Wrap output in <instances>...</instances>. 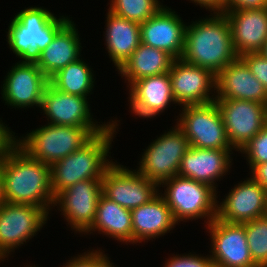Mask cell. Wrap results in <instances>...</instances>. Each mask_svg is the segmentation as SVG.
I'll return each instance as SVG.
<instances>
[{
    "label": "cell",
    "instance_id": "obj_19",
    "mask_svg": "<svg viewBox=\"0 0 267 267\" xmlns=\"http://www.w3.org/2000/svg\"><path fill=\"white\" fill-rule=\"evenodd\" d=\"M129 88L130 109L138 117L154 118L176 103L169 72L136 80Z\"/></svg>",
    "mask_w": 267,
    "mask_h": 267
},
{
    "label": "cell",
    "instance_id": "obj_26",
    "mask_svg": "<svg viewBox=\"0 0 267 267\" xmlns=\"http://www.w3.org/2000/svg\"><path fill=\"white\" fill-rule=\"evenodd\" d=\"M97 232L128 245L132 243L131 210L123 208L103 193L99 199L96 216L91 227L84 233ZM101 232V233H100Z\"/></svg>",
    "mask_w": 267,
    "mask_h": 267
},
{
    "label": "cell",
    "instance_id": "obj_30",
    "mask_svg": "<svg viewBox=\"0 0 267 267\" xmlns=\"http://www.w3.org/2000/svg\"><path fill=\"white\" fill-rule=\"evenodd\" d=\"M251 258L258 267H267V215L243 223Z\"/></svg>",
    "mask_w": 267,
    "mask_h": 267
},
{
    "label": "cell",
    "instance_id": "obj_6",
    "mask_svg": "<svg viewBox=\"0 0 267 267\" xmlns=\"http://www.w3.org/2000/svg\"><path fill=\"white\" fill-rule=\"evenodd\" d=\"M94 135L88 127L47 124L20 137L17 145L31 158L51 166L80 149Z\"/></svg>",
    "mask_w": 267,
    "mask_h": 267
},
{
    "label": "cell",
    "instance_id": "obj_38",
    "mask_svg": "<svg viewBox=\"0 0 267 267\" xmlns=\"http://www.w3.org/2000/svg\"><path fill=\"white\" fill-rule=\"evenodd\" d=\"M195 5H199L200 7H205V9L211 12H222L224 9L226 0H190Z\"/></svg>",
    "mask_w": 267,
    "mask_h": 267
},
{
    "label": "cell",
    "instance_id": "obj_9",
    "mask_svg": "<svg viewBox=\"0 0 267 267\" xmlns=\"http://www.w3.org/2000/svg\"><path fill=\"white\" fill-rule=\"evenodd\" d=\"M48 213L29 204H0V261L26 243L47 223ZM3 259V260H2ZM1 263V262H0Z\"/></svg>",
    "mask_w": 267,
    "mask_h": 267
},
{
    "label": "cell",
    "instance_id": "obj_40",
    "mask_svg": "<svg viewBox=\"0 0 267 267\" xmlns=\"http://www.w3.org/2000/svg\"><path fill=\"white\" fill-rule=\"evenodd\" d=\"M2 202H4V200H3L2 170H1V161H0V204Z\"/></svg>",
    "mask_w": 267,
    "mask_h": 267
},
{
    "label": "cell",
    "instance_id": "obj_37",
    "mask_svg": "<svg viewBox=\"0 0 267 267\" xmlns=\"http://www.w3.org/2000/svg\"><path fill=\"white\" fill-rule=\"evenodd\" d=\"M62 267H92V251L84 252L68 260Z\"/></svg>",
    "mask_w": 267,
    "mask_h": 267
},
{
    "label": "cell",
    "instance_id": "obj_28",
    "mask_svg": "<svg viewBox=\"0 0 267 267\" xmlns=\"http://www.w3.org/2000/svg\"><path fill=\"white\" fill-rule=\"evenodd\" d=\"M92 71V68L79 58L54 74L49 83L63 93L87 98L90 92L92 94L95 83Z\"/></svg>",
    "mask_w": 267,
    "mask_h": 267
},
{
    "label": "cell",
    "instance_id": "obj_41",
    "mask_svg": "<svg viewBox=\"0 0 267 267\" xmlns=\"http://www.w3.org/2000/svg\"><path fill=\"white\" fill-rule=\"evenodd\" d=\"M260 53L267 58V40H266V43L264 44L263 49L260 51Z\"/></svg>",
    "mask_w": 267,
    "mask_h": 267
},
{
    "label": "cell",
    "instance_id": "obj_34",
    "mask_svg": "<svg viewBox=\"0 0 267 267\" xmlns=\"http://www.w3.org/2000/svg\"><path fill=\"white\" fill-rule=\"evenodd\" d=\"M0 120V161H2L8 153L17 145L18 138L13 131H10V127ZM6 125V126H5ZM13 132V133H12Z\"/></svg>",
    "mask_w": 267,
    "mask_h": 267
},
{
    "label": "cell",
    "instance_id": "obj_7",
    "mask_svg": "<svg viewBox=\"0 0 267 267\" xmlns=\"http://www.w3.org/2000/svg\"><path fill=\"white\" fill-rule=\"evenodd\" d=\"M177 125L190 146L201 149L234 150L228 141L223 118L216 102L185 105Z\"/></svg>",
    "mask_w": 267,
    "mask_h": 267
},
{
    "label": "cell",
    "instance_id": "obj_24",
    "mask_svg": "<svg viewBox=\"0 0 267 267\" xmlns=\"http://www.w3.org/2000/svg\"><path fill=\"white\" fill-rule=\"evenodd\" d=\"M74 21L69 20L52 42L37 56L35 64L50 79L59 70L81 58V42Z\"/></svg>",
    "mask_w": 267,
    "mask_h": 267
},
{
    "label": "cell",
    "instance_id": "obj_33",
    "mask_svg": "<svg viewBox=\"0 0 267 267\" xmlns=\"http://www.w3.org/2000/svg\"><path fill=\"white\" fill-rule=\"evenodd\" d=\"M240 58L246 63L251 73L263 84L267 92V58L260 52L245 53Z\"/></svg>",
    "mask_w": 267,
    "mask_h": 267
},
{
    "label": "cell",
    "instance_id": "obj_2",
    "mask_svg": "<svg viewBox=\"0 0 267 267\" xmlns=\"http://www.w3.org/2000/svg\"><path fill=\"white\" fill-rule=\"evenodd\" d=\"M209 16L186 26L180 59L217 75L238 56L226 15L223 12H213Z\"/></svg>",
    "mask_w": 267,
    "mask_h": 267
},
{
    "label": "cell",
    "instance_id": "obj_20",
    "mask_svg": "<svg viewBox=\"0 0 267 267\" xmlns=\"http://www.w3.org/2000/svg\"><path fill=\"white\" fill-rule=\"evenodd\" d=\"M222 12L228 19L238 57L263 49L267 40V7Z\"/></svg>",
    "mask_w": 267,
    "mask_h": 267
},
{
    "label": "cell",
    "instance_id": "obj_18",
    "mask_svg": "<svg viewBox=\"0 0 267 267\" xmlns=\"http://www.w3.org/2000/svg\"><path fill=\"white\" fill-rule=\"evenodd\" d=\"M182 21L175 11L163 6L154 16L140 24L141 43L180 59L187 26Z\"/></svg>",
    "mask_w": 267,
    "mask_h": 267
},
{
    "label": "cell",
    "instance_id": "obj_21",
    "mask_svg": "<svg viewBox=\"0 0 267 267\" xmlns=\"http://www.w3.org/2000/svg\"><path fill=\"white\" fill-rule=\"evenodd\" d=\"M215 85L216 99L246 100L267 105V92L263 84L240 57L216 75Z\"/></svg>",
    "mask_w": 267,
    "mask_h": 267
},
{
    "label": "cell",
    "instance_id": "obj_12",
    "mask_svg": "<svg viewBox=\"0 0 267 267\" xmlns=\"http://www.w3.org/2000/svg\"><path fill=\"white\" fill-rule=\"evenodd\" d=\"M232 148L239 152L265 127V104L237 99H215Z\"/></svg>",
    "mask_w": 267,
    "mask_h": 267
},
{
    "label": "cell",
    "instance_id": "obj_5",
    "mask_svg": "<svg viewBox=\"0 0 267 267\" xmlns=\"http://www.w3.org/2000/svg\"><path fill=\"white\" fill-rule=\"evenodd\" d=\"M160 195L170 207L175 221L205 219L210 224L217 216V191L210 185L176 175L163 181ZM164 185V186H163ZM207 221V222H206Z\"/></svg>",
    "mask_w": 267,
    "mask_h": 267
},
{
    "label": "cell",
    "instance_id": "obj_8",
    "mask_svg": "<svg viewBox=\"0 0 267 267\" xmlns=\"http://www.w3.org/2000/svg\"><path fill=\"white\" fill-rule=\"evenodd\" d=\"M189 148L188 139L176 125L147 146L137 171L160 185L178 175L181 160Z\"/></svg>",
    "mask_w": 267,
    "mask_h": 267
},
{
    "label": "cell",
    "instance_id": "obj_14",
    "mask_svg": "<svg viewBox=\"0 0 267 267\" xmlns=\"http://www.w3.org/2000/svg\"><path fill=\"white\" fill-rule=\"evenodd\" d=\"M210 233V257L215 267H258L251 258L243 223L215 218L205 225Z\"/></svg>",
    "mask_w": 267,
    "mask_h": 267
},
{
    "label": "cell",
    "instance_id": "obj_16",
    "mask_svg": "<svg viewBox=\"0 0 267 267\" xmlns=\"http://www.w3.org/2000/svg\"><path fill=\"white\" fill-rule=\"evenodd\" d=\"M169 75L175 102L181 107L215 102L216 75L210 70L176 59Z\"/></svg>",
    "mask_w": 267,
    "mask_h": 267
},
{
    "label": "cell",
    "instance_id": "obj_22",
    "mask_svg": "<svg viewBox=\"0 0 267 267\" xmlns=\"http://www.w3.org/2000/svg\"><path fill=\"white\" fill-rule=\"evenodd\" d=\"M231 154L232 150L190 146L181 160L178 175L208 184L216 190V180L223 178L231 168Z\"/></svg>",
    "mask_w": 267,
    "mask_h": 267
},
{
    "label": "cell",
    "instance_id": "obj_4",
    "mask_svg": "<svg viewBox=\"0 0 267 267\" xmlns=\"http://www.w3.org/2000/svg\"><path fill=\"white\" fill-rule=\"evenodd\" d=\"M69 20L64 15L57 18L44 7L25 8L9 23V48L21 61H34Z\"/></svg>",
    "mask_w": 267,
    "mask_h": 267
},
{
    "label": "cell",
    "instance_id": "obj_35",
    "mask_svg": "<svg viewBox=\"0 0 267 267\" xmlns=\"http://www.w3.org/2000/svg\"><path fill=\"white\" fill-rule=\"evenodd\" d=\"M267 7V0H226L223 11L260 9Z\"/></svg>",
    "mask_w": 267,
    "mask_h": 267
},
{
    "label": "cell",
    "instance_id": "obj_13",
    "mask_svg": "<svg viewBox=\"0 0 267 267\" xmlns=\"http://www.w3.org/2000/svg\"><path fill=\"white\" fill-rule=\"evenodd\" d=\"M102 193V179L82 180L60 192L54 207L59 205L72 230L84 234L95 220Z\"/></svg>",
    "mask_w": 267,
    "mask_h": 267
},
{
    "label": "cell",
    "instance_id": "obj_27",
    "mask_svg": "<svg viewBox=\"0 0 267 267\" xmlns=\"http://www.w3.org/2000/svg\"><path fill=\"white\" fill-rule=\"evenodd\" d=\"M176 59L169 53L140 43L138 48L118 69V74L125 77L127 87L134 81L169 72Z\"/></svg>",
    "mask_w": 267,
    "mask_h": 267
},
{
    "label": "cell",
    "instance_id": "obj_23",
    "mask_svg": "<svg viewBox=\"0 0 267 267\" xmlns=\"http://www.w3.org/2000/svg\"><path fill=\"white\" fill-rule=\"evenodd\" d=\"M132 244L146 242L169 233L178 224L160 193L149 203L131 210Z\"/></svg>",
    "mask_w": 267,
    "mask_h": 267
},
{
    "label": "cell",
    "instance_id": "obj_25",
    "mask_svg": "<svg viewBox=\"0 0 267 267\" xmlns=\"http://www.w3.org/2000/svg\"><path fill=\"white\" fill-rule=\"evenodd\" d=\"M104 32L106 50L118 70L141 43L140 24L108 10Z\"/></svg>",
    "mask_w": 267,
    "mask_h": 267
},
{
    "label": "cell",
    "instance_id": "obj_15",
    "mask_svg": "<svg viewBox=\"0 0 267 267\" xmlns=\"http://www.w3.org/2000/svg\"><path fill=\"white\" fill-rule=\"evenodd\" d=\"M1 87L2 99L14 108H40L49 79L34 61H19L8 71Z\"/></svg>",
    "mask_w": 267,
    "mask_h": 267
},
{
    "label": "cell",
    "instance_id": "obj_32",
    "mask_svg": "<svg viewBox=\"0 0 267 267\" xmlns=\"http://www.w3.org/2000/svg\"><path fill=\"white\" fill-rule=\"evenodd\" d=\"M163 267H215L210 255L195 254L177 255L170 257Z\"/></svg>",
    "mask_w": 267,
    "mask_h": 267
},
{
    "label": "cell",
    "instance_id": "obj_17",
    "mask_svg": "<svg viewBox=\"0 0 267 267\" xmlns=\"http://www.w3.org/2000/svg\"><path fill=\"white\" fill-rule=\"evenodd\" d=\"M223 200L217 203L216 218L226 222L244 223L267 212V191L251 175L234 185Z\"/></svg>",
    "mask_w": 267,
    "mask_h": 267
},
{
    "label": "cell",
    "instance_id": "obj_31",
    "mask_svg": "<svg viewBox=\"0 0 267 267\" xmlns=\"http://www.w3.org/2000/svg\"><path fill=\"white\" fill-rule=\"evenodd\" d=\"M245 154L248 165L252 169L255 165L267 162V128L260 130L247 144L239 150Z\"/></svg>",
    "mask_w": 267,
    "mask_h": 267
},
{
    "label": "cell",
    "instance_id": "obj_3",
    "mask_svg": "<svg viewBox=\"0 0 267 267\" xmlns=\"http://www.w3.org/2000/svg\"><path fill=\"white\" fill-rule=\"evenodd\" d=\"M117 122L118 120H112L105 130L94 135L80 149L50 166L54 197L79 181L103 178L104 172L113 163L108 156L118 129Z\"/></svg>",
    "mask_w": 267,
    "mask_h": 267
},
{
    "label": "cell",
    "instance_id": "obj_36",
    "mask_svg": "<svg viewBox=\"0 0 267 267\" xmlns=\"http://www.w3.org/2000/svg\"><path fill=\"white\" fill-rule=\"evenodd\" d=\"M251 177L267 191V162L255 165L251 169Z\"/></svg>",
    "mask_w": 267,
    "mask_h": 267
},
{
    "label": "cell",
    "instance_id": "obj_1",
    "mask_svg": "<svg viewBox=\"0 0 267 267\" xmlns=\"http://www.w3.org/2000/svg\"><path fill=\"white\" fill-rule=\"evenodd\" d=\"M1 170L4 202L34 205L49 214L55 202L49 165L16 145L1 161Z\"/></svg>",
    "mask_w": 267,
    "mask_h": 267
},
{
    "label": "cell",
    "instance_id": "obj_39",
    "mask_svg": "<svg viewBox=\"0 0 267 267\" xmlns=\"http://www.w3.org/2000/svg\"><path fill=\"white\" fill-rule=\"evenodd\" d=\"M102 250H92V267H115ZM117 267V266H116Z\"/></svg>",
    "mask_w": 267,
    "mask_h": 267
},
{
    "label": "cell",
    "instance_id": "obj_42",
    "mask_svg": "<svg viewBox=\"0 0 267 267\" xmlns=\"http://www.w3.org/2000/svg\"><path fill=\"white\" fill-rule=\"evenodd\" d=\"M265 127L267 128V106L265 109Z\"/></svg>",
    "mask_w": 267,
    "mask_h": 267
},
{
    "label": "cell",
    "instance_id": "obj_11",
    "mask_svg": "<svg viewBox=\"0 0 267 267\" xmlns=\"http://www.w3.org/2000/svg\"><path fill=\"white\" fill-rule=\"evenodd\" d=\"M87 99L63 93L48 83L43 92L40 109L46 114L47 124L88 127L96 135L105 130L112 121L104 124L94 122Z\"/></svg>",
    "mask_w": 267,
    "mask_h": 267
},
{
    "label": "cell",
    "instance_id": "obj_10",
    "mask_svg": "<svg viewBox=\"0 0 267 267\" xmlns=\"http://www.w3.org/2000/svg\"><path fill=\"white\" fill-rule=\"evenodd\" d=\"M159 185L141 175L113 162L102 178L103 194L123 208L134 209L149 203L161 190Z\"/></svg>",
    "mask_w": 267,
    "mask_h": 267
},
{
    "label": "cell",
    "instance_id": "obj_29",
    "mask_svg": "<svg viewBox=\"0 0 267 267\" xmlns=\"http://www.w3.org/2000/svg\"><path fill=\"white\" fill-rule=\"evenodd\" d=\"M109 11L139 24L154 16L164 5L158 0H110Z\"/></svg>",
    "mask_w": 267,
    "mask_h": 267
}]
</instances>
